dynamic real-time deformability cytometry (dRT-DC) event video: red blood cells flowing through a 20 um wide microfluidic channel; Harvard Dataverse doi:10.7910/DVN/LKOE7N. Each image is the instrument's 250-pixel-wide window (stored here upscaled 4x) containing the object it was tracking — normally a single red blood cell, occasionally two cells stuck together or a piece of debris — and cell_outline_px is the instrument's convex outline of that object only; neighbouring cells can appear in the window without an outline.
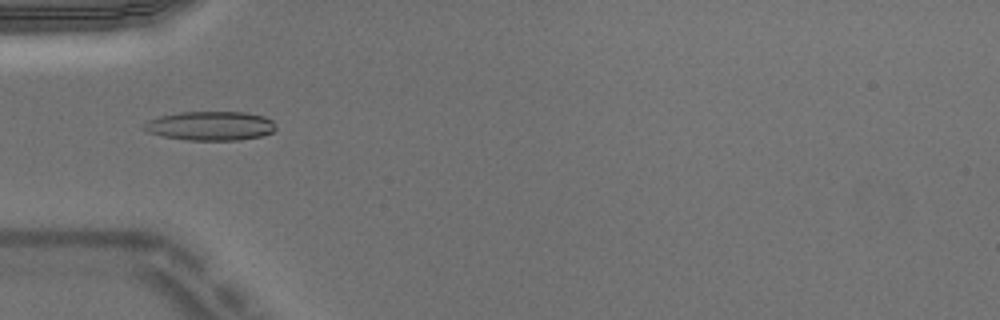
{"species": "Egyptian fruit bat (a non-hibernating species)", "species_latin": "Rousettus aegyptiacus", "temperature_condition": "warm", "stored_images_in_passage": 5, "camera_frame_rate_fps": 3000, "um_per_image_px": 0.085, "animal": {"sex": "male"}, "frame": {"image": 1, "passage_image": 5, "time_ms": 1.333, "image_size_px": [1000, 320], "cell_outline_px": [[276, 128], [272, 132], [260, 136], [240, 140], [188, 140], [160, 136], [148, 132], [140, 128], [148, 120], [160, 116], [180, 112], [244, 112], [264, 116], [272, 120]], "centroid_in_image_um": [17.85, 10.7], "position_along_channel_um": 67.1, "area_um2": 22.43}}